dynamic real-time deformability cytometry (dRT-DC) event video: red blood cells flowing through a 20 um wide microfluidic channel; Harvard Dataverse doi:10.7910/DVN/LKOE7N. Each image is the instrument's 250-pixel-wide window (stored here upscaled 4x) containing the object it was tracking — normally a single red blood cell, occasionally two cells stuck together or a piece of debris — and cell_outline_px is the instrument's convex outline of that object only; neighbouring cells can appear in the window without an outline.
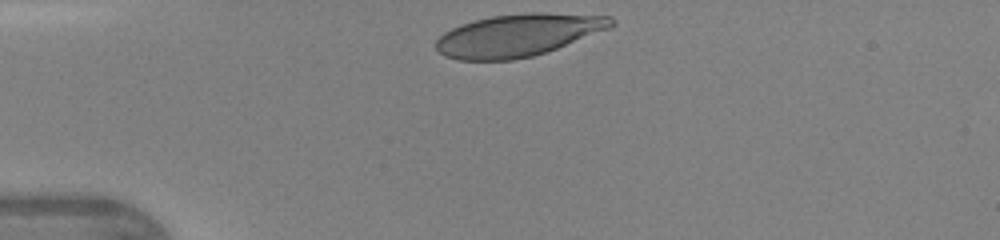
{"species": "human", "species_latin": "Homo sapiens", "temperature_condition": "warm", "stored_images_in_passage": 28, "camera_frame_rate_fps": 3000, "um_per_image_px": 0.085, "donor": {"sex": "female"}, "frame": {"image": 1, "passage_image": 1, "time_ms": 0.0, "image_size_px": [1000, 240], "cell_outline_px": [[616, 24], [608, 28], [556, 48], [532, 56], [512, 60], [456, 60], [444, 56], [436, 48], [436, 40], [444, 32], [460, 24], [492, 16], [528, 12], [540, 12], [612, 16], [616, 20]], "centroid_in_image_um": [44.02, 2.98], "position_along_channel_um": 41.0, "area_um2": 43.06}}
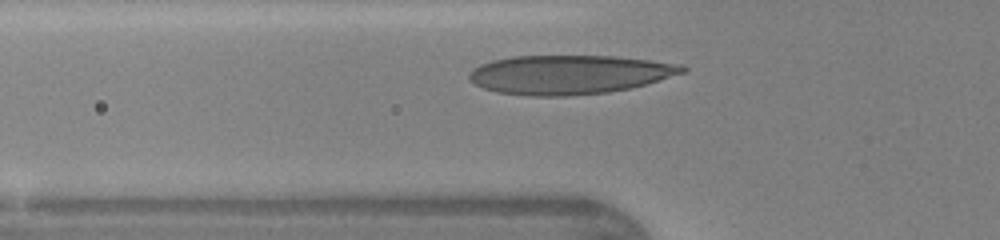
{"frame": {"image": 2, "passage_image": 6, "time_ms": 1.667, "image_size_px": [1000, 240], "cell_outline_px": [[688, 68], [684, 72], [644, 84], [628, 88], [608, 92], [568, 96], [528, 96], [496, 92], [484, 88], [476, 84], [468, 76], [468, 72], [472, 68], [480, 64], [492, 60], [516, 56], [616, 56], [684, 64]], "centroid_in_image_um": [48.37, 6.33], "position_along_channel_um": 77.4, "area_um2": 48.44}}
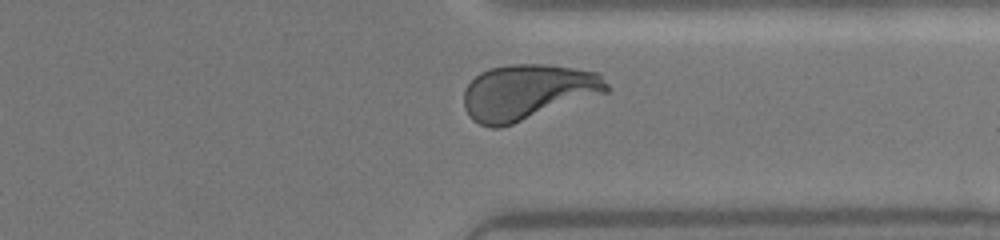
{"frame": {"image": 3, "passage_image": 26, "time_ms": 8.333, "image_size_px": [1000, 240], "cell_outline_px": [[608, 92], [500, 128], [492, 128], [480, 124], [472, 120], [468, 116], [464, 108], [464, 88], [480, 72], [488, 68], [512, 64], [544, 64], [600, 72], [608, 84]], "centroid_in_image_um": [44.83, 7.82], "position_along_channel_um": 366.6, "area_um2": 46.3}, "authors_computed_cell_mechanics": {"area_um2": 45.4308, "velocity_mm_per_s": 4.3197, "shape_relaxation_time_tau1_ms": 3.336, "shape_relaxation_time_tau2_ms": null, "deformation_change_tau1": 0.1975, "deformation_change_tau2": null}}